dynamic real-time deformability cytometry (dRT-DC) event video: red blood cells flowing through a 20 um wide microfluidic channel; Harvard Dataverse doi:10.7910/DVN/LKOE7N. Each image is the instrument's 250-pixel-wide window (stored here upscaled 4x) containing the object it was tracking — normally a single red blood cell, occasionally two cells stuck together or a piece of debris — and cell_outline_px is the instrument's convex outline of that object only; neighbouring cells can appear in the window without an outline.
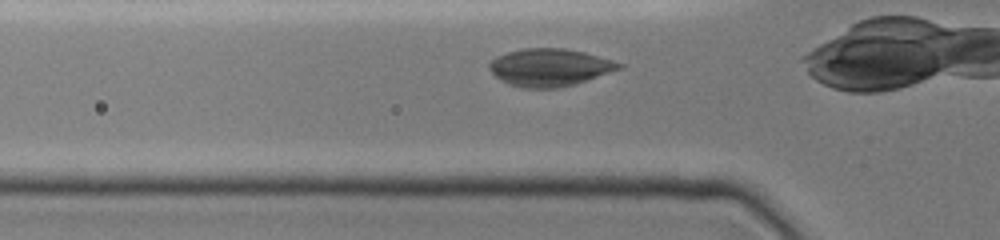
{"species": "common noctule bat (a hibernating species)", "species_latin": "Nyctalus noctula", "temperature_condition": "cold", "stored_images_in_passage": 15, "camera_frame_rate_fps": 3000, "um_per_image_px": 0.085, "animal": {"sex": "female", "body_mass_g": 19.0, "forearm_length_mm": 51.5}, "frame": {"image": 1, "passage_image": 3, "time_ms": 0.667, "image_size_px": [1000, 240], "cell_outline_px": [[624, 68], [576, 84], [556, 88], [520, 88], [508, 84], [500, 80], [488, 68], [488, 64], [496, 56], [520, 48], [564, 48], [584, 52], [612, 60], [624, 64]], "centroid_in_image_um": [46.73, 5.73], "position_along_channel_um": 79.1, "area_um2": 28.61}}
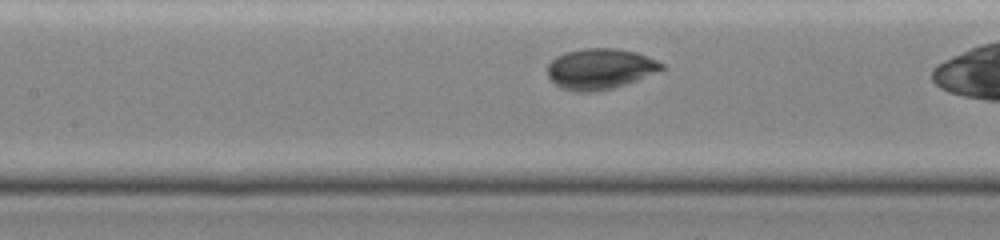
{"frame": {"image": 2, "passage_image": 9, "time_ms": 2.667, "image_size_px": [1000, 240], "cell_outline_px": [[664, 68], [636, 80], [612, 88], [596, 92], [572, 92], [560, 88], [548, 76], [548, 64], [556, 56], [568, 52], [584, 48], [616, 48], [636, 52], [648, 56], [664, 64]], "centroid_in_image_um": [50.98, 5.86], "position_along_channel_um": 156.4, "area_um2": 26.93}}
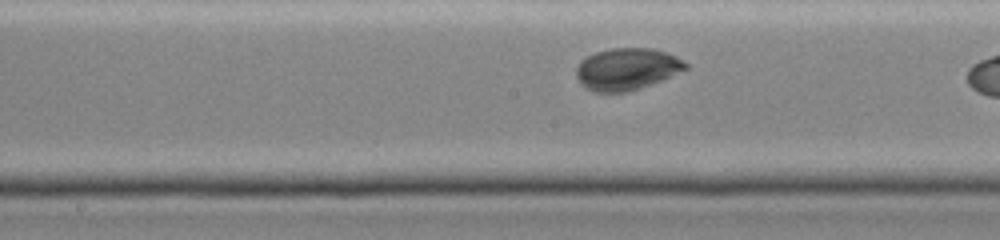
{"frame": {"image": 3, "passage_image": 12, "time_ms": 3.667, "image_size_px": [1000, 240], "cell_outline_px": [[688, 68], [660, 80], [640, 88], [628, 92], [592, 92], [584, 88], [580, 84], [576, 76], [576, 68], [580, 60], [596, 52], [612, 48], [652, 48], [676, 56], [684, 60], [688, 64]], "centroid_in_image_um": [53.24, 5.87], "position_along_channel_um": 195.0, "area_um2": 26.7}}